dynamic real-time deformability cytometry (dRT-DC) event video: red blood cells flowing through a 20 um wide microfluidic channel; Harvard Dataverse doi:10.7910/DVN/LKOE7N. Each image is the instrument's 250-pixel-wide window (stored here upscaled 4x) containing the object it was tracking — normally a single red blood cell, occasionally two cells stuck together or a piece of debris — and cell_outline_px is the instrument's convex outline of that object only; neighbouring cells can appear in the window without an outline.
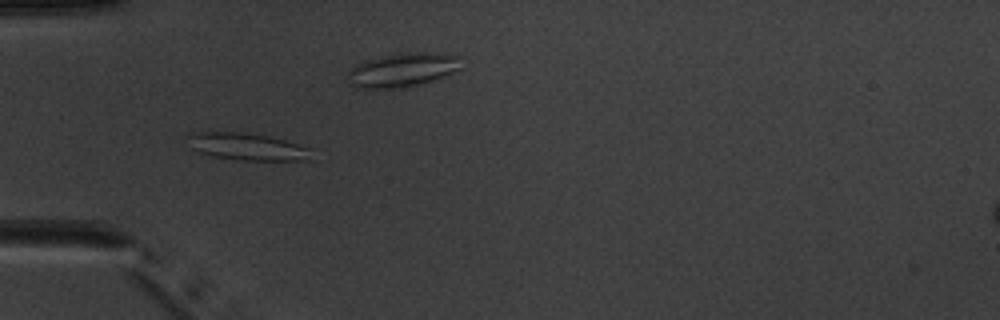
{"species": "common noctule bat (a hibernating species)", "species_latin": "Nyctalus noctula", "temperature_condition": "warm", "stored_images_in_passage": 6, "camera_frame_rate_fps": 3000, "um_per_image_px": 0.085, "animal": {"sex": "male", "body_mass_g": 20.1, "forearm_length_mm": 53.5}, "frame": {"image": 1, "passage_image": 5, "time_ms": 5.333, "image_size_px": [1000, 320], "cell_outline_px": [[316, 160], [236, 160], [212, 156], [200, 152], [192, 148], [184, 136], [200, 132], [240, 132], [268, 136], [284, 140], [312, 148]], "centroid_in_image_um": [21.08, 12.48], "position_along_channel_um": 63.9, "area_um2": 19.83}}
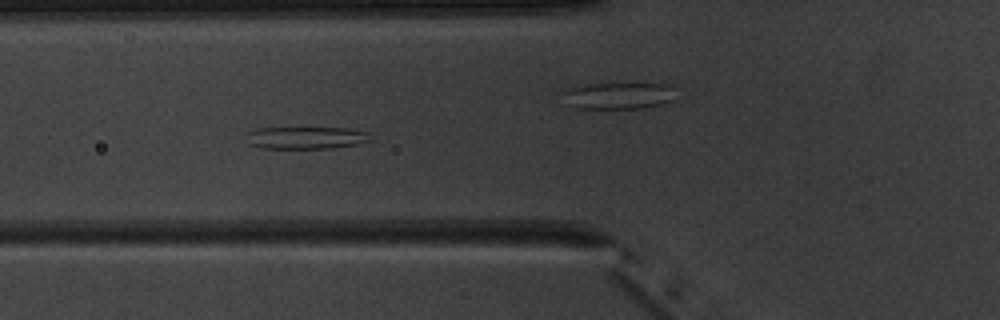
{"frame": {"image": 2, "passage_image": 6, "time_ms": 6.333, "image_size_px": [1000, 320], "cell_outline_px": [[372, 140], [356, 144], [332, 148], [264, 148], [252, 144], [248, 132], [256, 128], [348, 128], [372, 132]], "centroid_in_image_um": [26.16, 11.7], "position_along_channel_um": 99.6, "area_um2": 15.95}}